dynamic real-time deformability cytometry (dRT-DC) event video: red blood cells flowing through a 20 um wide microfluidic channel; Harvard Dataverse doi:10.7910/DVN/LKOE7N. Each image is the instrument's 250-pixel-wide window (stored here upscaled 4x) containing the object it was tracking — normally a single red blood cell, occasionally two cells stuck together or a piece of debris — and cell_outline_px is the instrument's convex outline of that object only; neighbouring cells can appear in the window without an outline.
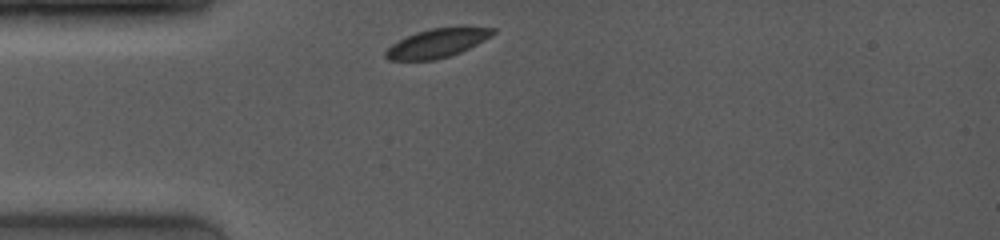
{"species": "common noctule bat (a hibernating species)", "species_latin": "Nyctalus noctula", "temperature_condition": "room temperature", "stored_images_in_passage": 21, "camera_frame_rate_fps": 4000, "um_per_image_px": 0.085, "animal": {"sex": "female", "body_mass_g": 19.0, "forearm_length_mm": 53.3}, "frame": {"image": 1, "passage_image": 1, "time_ms": 0.0, "image_size_px": [1000, 240], "cell_outline_px": [[496, 32], [492, 36], [460, 52], [436, 60], [388, 60], [384, 56], [384, 52], [392, 44], [416, 32], [432, 28], [464, 24], [496, 28]], "centroid_in_image_um": [37.24, 3.61], "position_along_channel_um": 47.8, "area_um2": 18.5}}
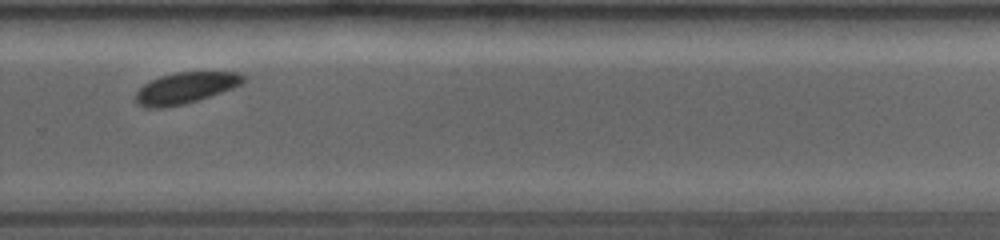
{"frame": {"image": 2, "passage_image": 15, "time_ms": 7.0, "image_size_px": [1000, 240], "cell_outline_px": [[244, 80], [240, 84], [232, 88], [184, 104], [160, 108], [144, 108], [136, 104], [136, 92], [148, 80], [160, 76], [176, 72], [236, 72], [244, 76]], "centroid_in_image_um": [15.68, 7.47], "position_along_channel_um": 314.1, "area_um2": 19.36}}
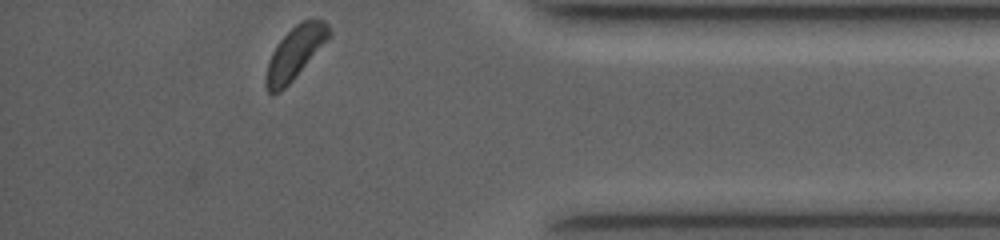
{"frame": {"image": 3, "passage_image": 21, "time_ms": 9.75, "image_size_px": [1000, 240], "cell_outline_px": [[332, 36], [292, 80], [280, 92], [272, 96], [268, 92], [264, 84], [264, 80], [268, 60], [272, 52], [280, 40], [300, 20], [324, 20], [328, 24], [332, 32]], "centroid_in_image_um": [25.07, 4.51], "position_along_channel_um": 410.1, "area_um2": 19.36}}